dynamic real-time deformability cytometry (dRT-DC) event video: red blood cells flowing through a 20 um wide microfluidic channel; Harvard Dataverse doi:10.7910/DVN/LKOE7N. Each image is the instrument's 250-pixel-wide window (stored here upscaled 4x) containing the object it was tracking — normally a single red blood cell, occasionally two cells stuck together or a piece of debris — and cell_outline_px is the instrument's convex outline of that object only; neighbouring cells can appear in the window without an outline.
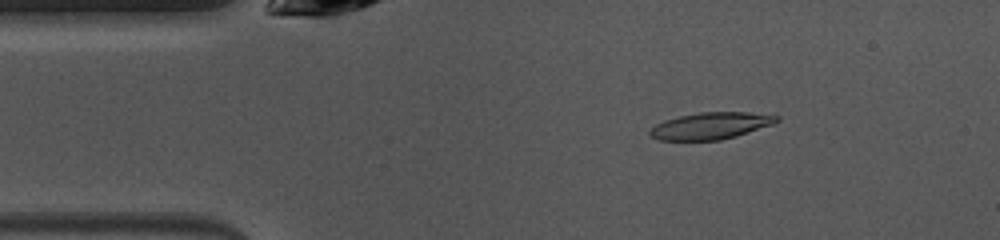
{"species": "common noctule bat (a hibernating species)", "species_latin": "Nyctalus noctula", "temperature_condition": "warm", "stored_images_in_passage": 48, "camera_frame_rate_fps": 3000, "um_per_image_px": 0.085, "animal": {"sex": "female", "body_mass_g": 10.0, "forearm_length_mm": 53.1}, "frame": {"image": 1, "passage_image": 7, "time_ms": 2.0, "image_size_px": [1000, 240], "cell_outline_px": [[780, 120], [772, 124], [736, 136], [720, 140], [660, 140], [652, 136], [648, 132], [656, 124], [664, 120], [680, 116], [700, 112], [748, 112], [780, 116]], "centroid_in_image_um": [60.42, 10.69], "position_along_channel_um": 24.6, "area_um2": 19.59}}
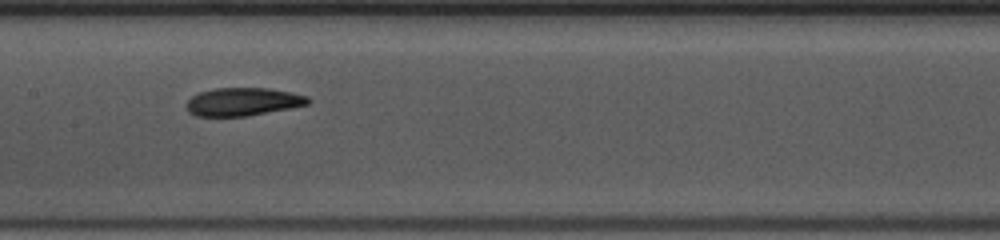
{"frame": {"image": 2, "passage_image": 22, "time_ms": 7.0, "image_size_px": [1000, 240], "cell_outline_px": [[312, 100], [308, 104], [248, 116], [196, 116], [188, 112], [184, 104], [192, 96], [200, 92], [216, 88], [268, 88], [292, 92], [308, 96]], "centroid_in_image_um": [20.63, 8.64], "position_along_channel_um": 186.8, "area_um2": 19.94}}
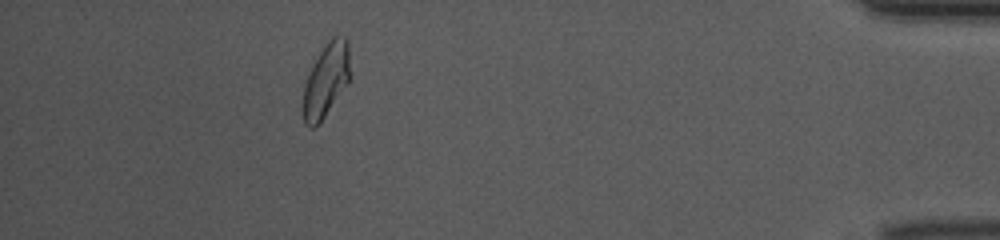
{"frame": {"image": 3, "passage_image": 43, "time_ms": 14.0, "image_size_px": [1000, 240], "cell_outline_px": [[348, 84], [324, 116], [312, 128], [304, 124], [300, 108], [304, 84], [320, 52], [328, 40], [332, 36], [344, 36], [348, 40]], "centroid_in_image_um": [27.66, 6.86], "position_along_channel_um": 407.5, "area_um2": 19.94}, "authors_computed_cell_mechanics": {"area_um2": 20.1144, "velocity_mm_per_s": 4.0285, "shape_relaxation_time_tau1_ms": 3.7478, "shape_relaxation_time_tau2_ms": 4.7837, "deformation_change_tau1": 0.1524, "deformation_change_tau2": 0.1013}}